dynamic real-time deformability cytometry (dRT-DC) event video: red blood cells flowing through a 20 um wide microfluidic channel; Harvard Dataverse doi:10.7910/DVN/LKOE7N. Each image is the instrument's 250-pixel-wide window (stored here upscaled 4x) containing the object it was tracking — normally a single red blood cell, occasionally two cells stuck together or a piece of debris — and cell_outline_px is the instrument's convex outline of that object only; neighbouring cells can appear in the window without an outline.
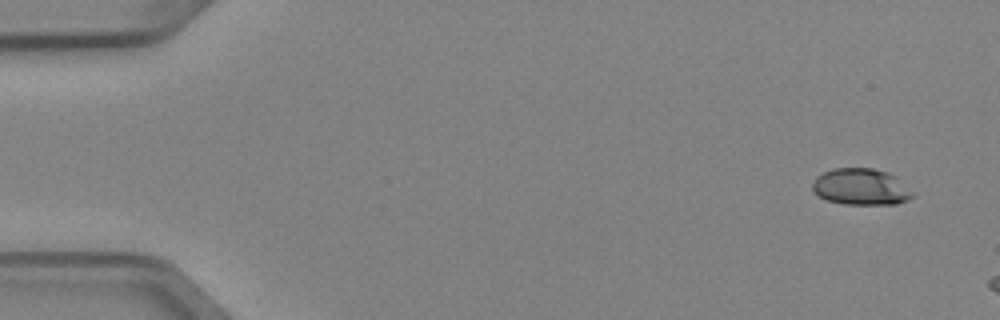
{"species": "Egyptian fruit bat (a non-hibernating species)", "species_latin": "Rousettus aegyptiacus", "temperature_condition": "cold", "stored_images_in_passage": 3, "camera_frame_rate_fps": 3000, "um_per_image_px": 0.085, "animal": {"sex": "female"}, "frame": {"image": 1, "passage_image": 1, "time_ms": 0.0, "image_size_px": [1000, 320], "cell_outline_px": [[912, 196], [908, 200], [896, 204], [844, 204], [828, 200], [816, 196], [812, 192], [812, 184], [816, 176], [832, 168], [872, 168], [888, 172], [896, 176], [912, 192]], "centroid_in_image_um": [73.14, 15.88], "position_along_channel_um": 11.9, "area_um2": 21.39}}